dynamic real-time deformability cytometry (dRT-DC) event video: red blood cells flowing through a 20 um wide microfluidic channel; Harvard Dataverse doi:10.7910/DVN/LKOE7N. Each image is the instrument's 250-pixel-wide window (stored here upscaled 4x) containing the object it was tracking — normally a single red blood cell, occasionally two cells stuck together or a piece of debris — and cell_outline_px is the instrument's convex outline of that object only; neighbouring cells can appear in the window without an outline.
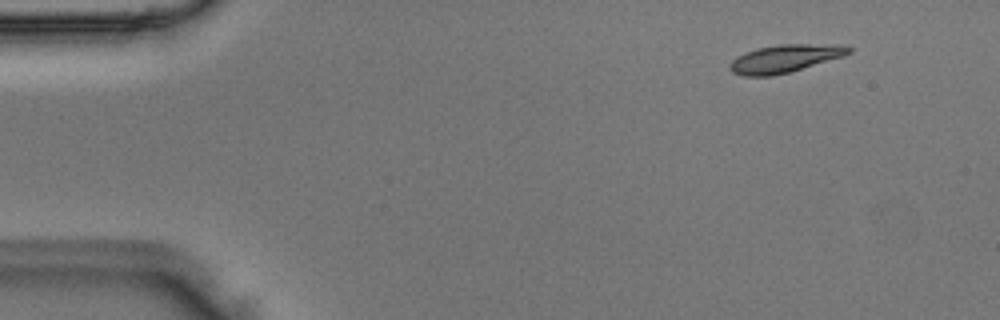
{"species": "Egyptian fruit bat (a non-hibernating species)", "species_latin": "Rousettus aegyptiacus", "temperature_condition": "room temperature", "stored_images_in_passage": 46, "camera_frame_rate_fps": 3000, "um_per_image_px": 0.085, "animal": {"sex": "male"}, "frame": {"image": 1, "passage_image": 1, "time_ms": 0.0, "image_size_px": [1000, 320], "cell_outline_px": [[852, 52], [844, 56], [788, 72], [772, 76], [744, 76], [732, 72], [728, 68], [728, 64], [736, 56], [744, 52], [756, 48], [780, 44], [840, 44], [852, 48]], "centroid_in_image_um": [66.69, 4.97], "position_along_channel_um": 18.3, "area_um2": 19.42}}
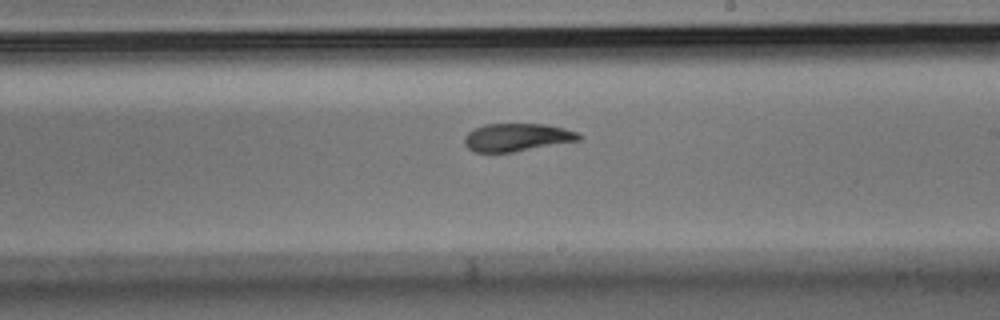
{"frame": {"image": 2, "passage_image": 25, "time_ms": 8.0, "image_size_px": [1000, 320], "cell_outline_px": [[584, 136], [580, 140], [512, 152], [476, 152], [468, 148], [464, 144], [464, 136], [468, 132], [484, 124], [544, 124], [564, 128], [580, 132]], "centroid_in_image_um": [43.97, 11.67], "position_along_channel_um": 245.0, "area_um2": 18.61}}
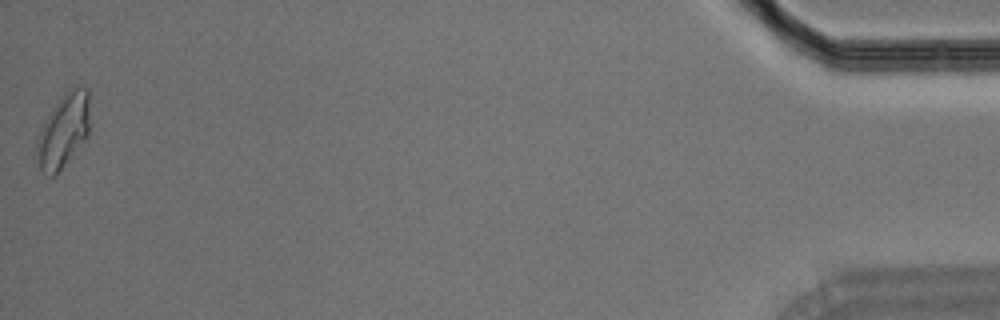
{"frame": {"image": 3, "passage_image": 46, "time_ms": 15.0, "image_size_px": [1000, 320], "cell_outline_px": [[88, 136], [60, 168], [52, 176], [48, 176], [40, 168], [36, 152], [36, 136], [44, 120], [60, 96], [72, 84], [88, 88]], "centroid_in_image_um": [5.37, 11.01], "position_along_channel_um": 429.8, "area_um2": 22.72}}